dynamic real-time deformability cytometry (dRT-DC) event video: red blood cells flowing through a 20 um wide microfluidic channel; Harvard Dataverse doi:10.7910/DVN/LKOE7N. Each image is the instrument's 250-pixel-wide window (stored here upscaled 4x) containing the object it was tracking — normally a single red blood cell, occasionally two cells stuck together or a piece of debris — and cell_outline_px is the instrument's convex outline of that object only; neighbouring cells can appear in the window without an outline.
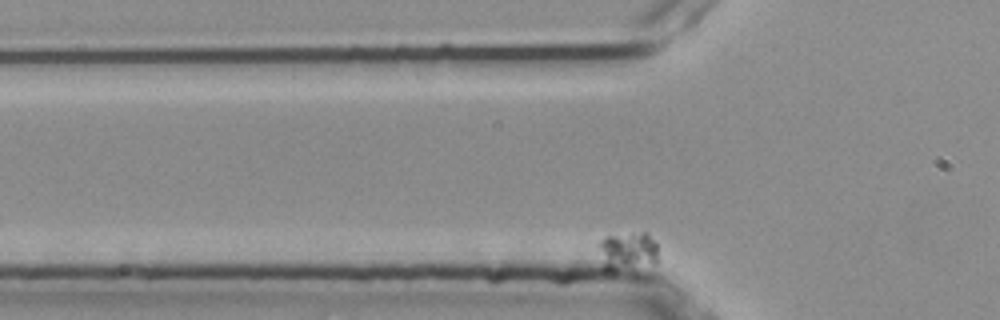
{"species": "common noctule bat (a hibernating species)", "species_latin": "Nyctalus noctula", "temperature_condition": "room temperature", "stored_images_in_passage": 51, "camera_frame_rate_fps": 3000, "um_per_image_px": 0.085, "animal": {"sex": "female", "body_mass_g": 25.1}, "frame": {"image": 1, "passage_image": 5, "time_ms": 1.333, "image_size_px": [1000, 320], "cell_outline_px": [[656, 264], [612, 272], [604, 272], [600, 244], [600, 240], [604, 236], [644, 232], [656, 244]], "centroid_in_image_um": [53.33, 21.39], "position_along_channel_um": 72.5, "area_um2": 13.24}}
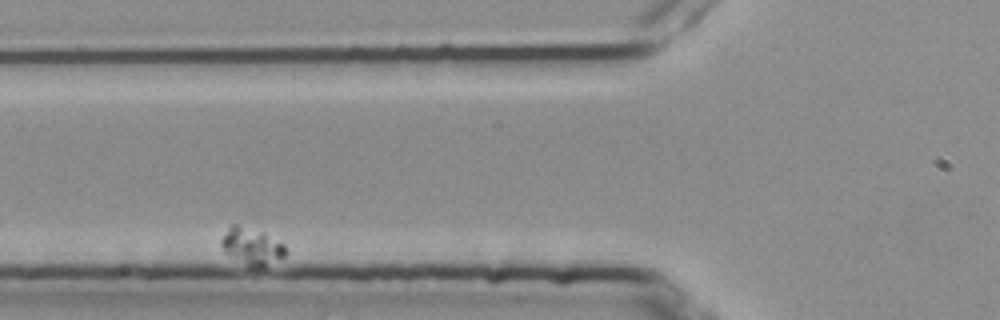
{"frame": {"image": 2, "passage_image": 10, "time_ms": 3.0, "image_size_px": [1000, 320], "cell_outline_px": [[284, 256], [264, 264], [252, 268], [224, 252], [220, 244], [220, 240], [228, 228], [232, 224], [236, 224], [264, 232], [284, 244]], "centroid_in_image_um": [21.34, 20.9], "position_along_channel_um": 104.5, "area_um2": 13.35}}
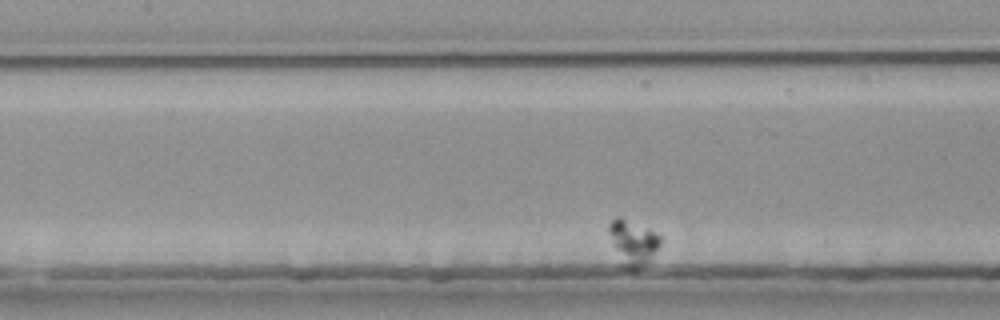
{"frame": {"image": 3, "passage_image": 17, "time_ms": 5.333, "image_size_px": [1000, 320], "cell_outline_px": [[660, 244], [648, 260], [640, 268], [620, 268], [608, 232], [608, 224], [616, 216], [620, 216], [648, 228], [660, 236]], "centroid_in_image_um": [53.73, 20.6], "position_along_channel_um": 153.7, "area_um2": 13.53}}